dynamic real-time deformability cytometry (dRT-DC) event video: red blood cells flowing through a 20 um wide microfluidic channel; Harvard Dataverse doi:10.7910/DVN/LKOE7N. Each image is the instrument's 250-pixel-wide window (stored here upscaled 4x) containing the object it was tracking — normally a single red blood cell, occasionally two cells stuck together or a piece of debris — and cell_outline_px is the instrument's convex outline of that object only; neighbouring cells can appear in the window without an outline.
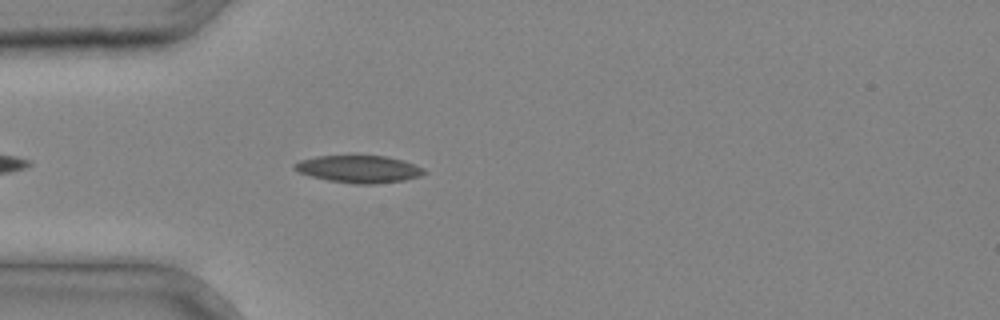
{"species": "common noctule bat (a hibernating species)", "species_latin": "Nyctalus noctula", "temperature_condition": "cold", "stored_images_in_passage": 29, "camera_frame_rate_fps": 3000, "um_per_image_px": 0.085, "animal": {"sex": "male", "body_mass_g": 20.4}, "frame": {"image": 1, "passage_image": 3, "time_ms": 0.667, "image_size_px": [1000, 320], "cell_outline_px": [[428, 172], [420, 176], [404, 180], [372, 184], [356, 184], [328, 180], [312, 176], [300, 172], [292, 168], [292, 164], [300, 160], [316, 156], [384, 156], [404, 160], [416, 164], [424, 168]], "centroid_in_image_um": [30.53, 14.37], "position_along_channel_um": 54.5, "area_um2": 20.63}}
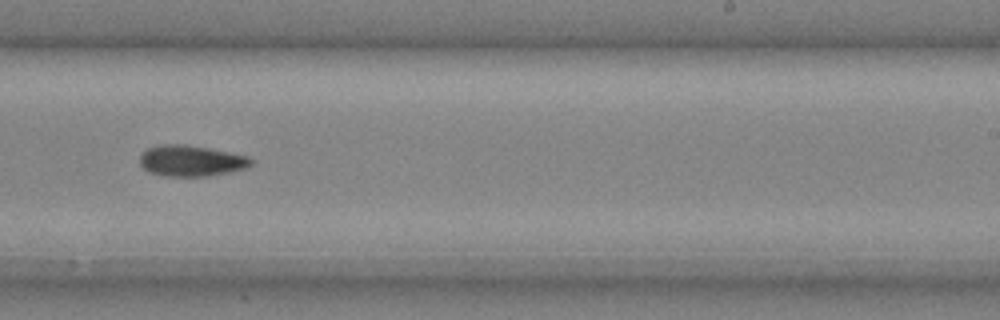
{"frame": {"image": 2, "passage_image": 16, "time_ms": 5.0, "image_size_px": [1000, 320], "cell_outline_px": [[252, 164], [244, 168], [232, 172], [208, 176], [168, 176], [148, 172], [140, 164], [140, 156], [148, 148], [164, 144], [184, 144], [208, 148], [248, 156], [252, 160]], "centroid_in_image_um": [16.25, 13.67], "position_along_channel_um": 272.8, "area_um2": 19.94}}
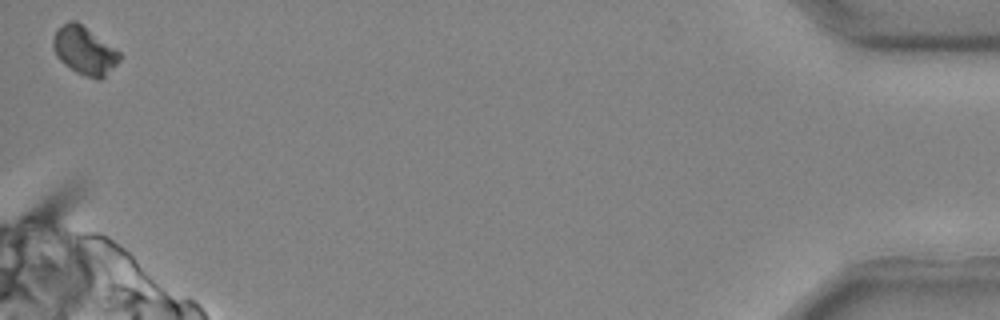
{"frame": {"image": 3, "passage_image": 29, "time_ms": 9.333, "image_size_px": [1000, 320], "cell_outline_px": [[120, 60], [100, 80], [76, 72], [64, 64], [56, 56], [52, 48], [52, 36], [56, 28], [72, 20], [80, 24], [120, 52]], "centroid_in_image_um": [7.12, 4.3], "position_along_channel_um": 428.1, "area_um2": 18.21}}